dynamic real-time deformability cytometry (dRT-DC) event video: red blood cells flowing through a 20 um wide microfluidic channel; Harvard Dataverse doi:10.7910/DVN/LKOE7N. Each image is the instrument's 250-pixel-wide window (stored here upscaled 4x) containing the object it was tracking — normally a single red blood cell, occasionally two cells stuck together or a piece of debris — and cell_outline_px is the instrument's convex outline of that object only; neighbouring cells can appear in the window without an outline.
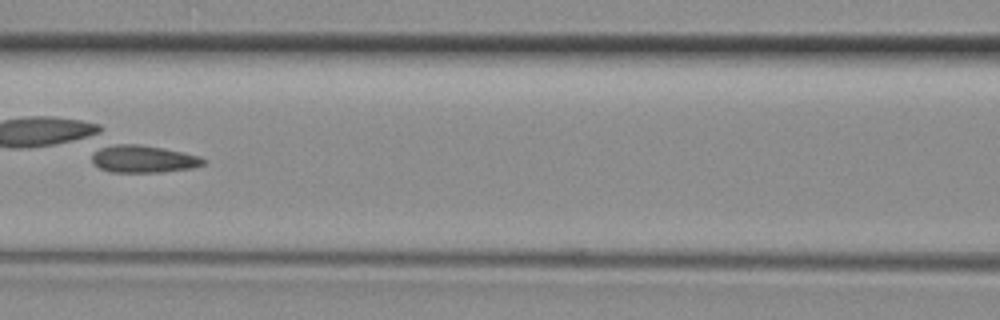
{"species": "common noctule bat (a hibernating species)", "species_latin": "Nyctalus noctula", "temperature_condition": "room temperature", "stored_images_in_passage": 32, "camera_frame_rate_fps": 3000, "um_per_image_px": 0.085, "animal": {"sex": "female", "body_mass_g": 29.2, "forearm_length_mm": 56.3}, "frame": {"image": 1, "passage_image": 14, "time_ms": 4.333, "image_size_px": [1000, 320], "cell_outline_px": [[208, 160], [204, 164], [192, 168], [164, 172], [112, 172], [100, 168], [92, 160], [92, 152], [100, 144], [140, 144], [164, 148], [184, 152], [200, 156]], "centroid_in_image_um": [12.16, 13.49], "position_along_channel_um": 154.4, "area_um2": 18.21}}